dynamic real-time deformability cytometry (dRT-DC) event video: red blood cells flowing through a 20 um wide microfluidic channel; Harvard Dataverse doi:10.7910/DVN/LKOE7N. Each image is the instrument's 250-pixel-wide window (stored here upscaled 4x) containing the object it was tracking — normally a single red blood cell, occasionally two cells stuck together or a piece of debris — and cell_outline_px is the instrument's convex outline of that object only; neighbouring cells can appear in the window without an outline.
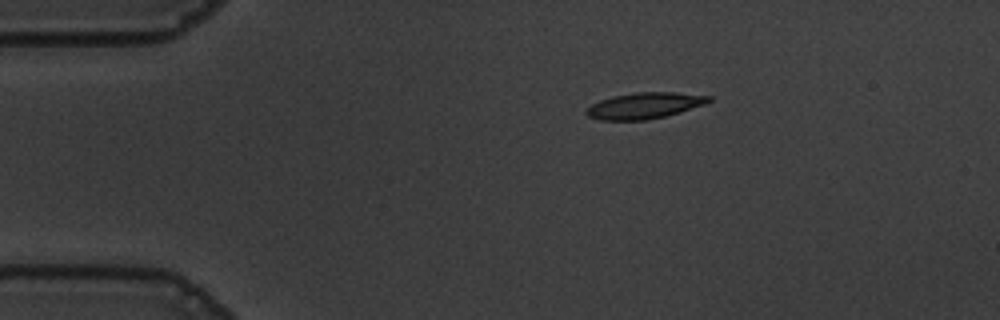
{"species": "common noctule bat (a hibernating species)", "species_latin": "Nyctalus noctula", "temperature_condition": "warm", "stored_images_in_passage": 26, "camera_frame_rate_fps": 3000, "um_per_image_px": 0.085, "animal": {"sex": "male", "body_mass_g": 19.5, "forearm_length_mm": 54.6}, "frame": {"image": 1, "passage_image": 1, "time_ms": 0.0, "image_size_px": [1000, 320], "cell_outline_px": [[712, 100], [704, 104], [680, 112], [648, 120], [600, 120], [588, 116], [584, 112], [592, 104], [600, 100], [612, 96], [636, 92], [676, 92], [712, 96]], "centroid_in_image_um": [54.78, 8.97], "position_along_channel_um": 30.2, "area_um2": 18.61}}
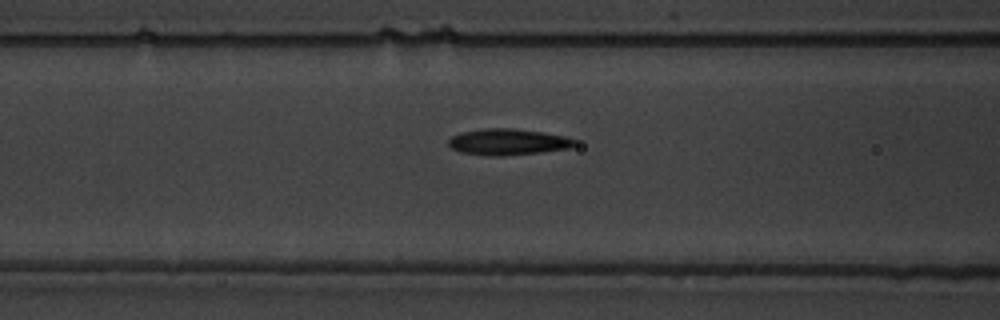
{"frame": {"image": 2, "passage_image": 13, "time_ms": 4.0, "image_size_px": [1000, 320], "cell_outline_px": [[576, 144], [572, 148], [540, 152], [504, 156], [488, 156], [460, 152], [452, 148], [448, 144], [448, 140], [452, 136], [464, 132], [484, 128], [516, 128], [544, 132], [564, 136], [576, 140]], "centroid_in_image_um": [43.2, 12.06], "position_along_channel_um": 123.4, "area_um2": 19.42}}
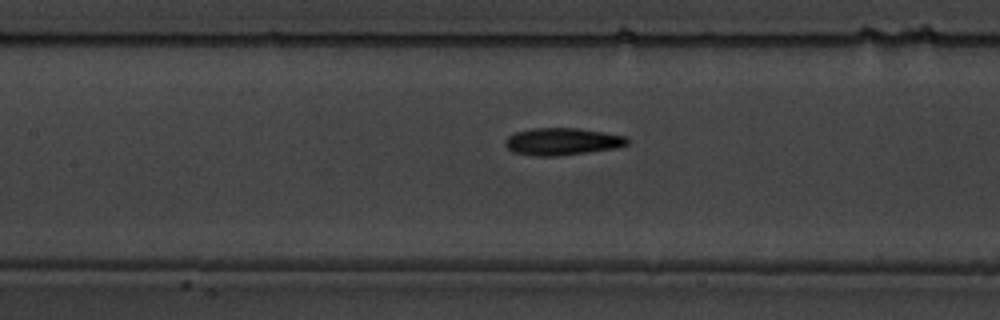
{"frame": {"image": 3, "passage_image": 16, "time_ms": 5.0, "image_size_px": [1000, 320], "cell_outline_px": [[628, 144], [616, 148], [588, 152], [556, 156], [536, 156], [512, 152], [504, 144], [504, 140], [508, 136], [516, 132], [532, 128], [576, 128], [604, 132], [628, 136]], "centroid_in_image_um": [47.78, 12.03], "position_along_channel_um": 159.6, "area_um2": 19.42}}